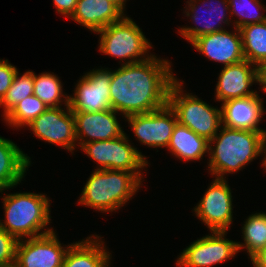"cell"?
I'll return each instance as SVG.
<instances>
[{
	"label": "cell",
	"instance_id": "7c38bea8",
	"mask_svg": "<svg viewBox=\"0 0 266 267\" xmlns=\"http://www.w3.org/2000/svg\"><path fill=\"white\" fill-rule=\"evenodd\" d=\"M27 127L38 139L62 147L71 154L78 146L75 119L69 106L48 108Z\"/></svg>",
	"mask_w": 266,
	"mask_h": 267
},
{
	"label": "cell",
	"instance_id": "d6986e66",
	"mask_svg": "<svg viewBox=\"0 0 266 267\" xmlns=\"http://www.w3.org/2000/svg\"><path fill=\"white\" fill-rule=\"evenodd\" d=\"M125 14L108 0H77L73 15L69 18L91 32H98L111 23L120 21Z\"/></svg>",
	"mask_w": 266,
	"mask_h": 267
},
{
	"label": "cell",
	"instance_id": "4dcf8cb0",
	"mask_svg": "<svg viewBox=\"0 0 266 267\" xmlns=\"http://www.w3.org/2000/svg\"><path fill=\"white\" fill-rule=\"evenodd\" d=\"M58 14L70 18L76 8L77 0H52Z\"/></svg>",
	"mask_w": 266,
	"mask_h": 267
},
{
	"label": "cell",
	"instance_id": "7402d4cb",
	"mask_svg": "<svg viewBox=\"0 0 266 267\" xmlns=\"http://www.w3.org/2000/svg\"><path fill=\"white\" fill-rule=\"evenodd\" d=\"M209 141L200 137L190 128L176 122L168 151L181 161H198L208 154Z\"/></svg>",
	"mask_w": 266,
	"mask_h": 267
},
{
	"label": "cell",
	"instance_id": "4fadbf2b",
	"mask_svg": "<svg viewBox=\"0 0 266 267\" xmlns=\"http://www.w3.org/2000/svg\"><path fill=\"white\" fill-rule=\"evenodd\" d=\"M124 119L132 128L131 131L140 145L156 148V150L168 147L177 122L176 113L169 104L158 110L130 115Z\"/></svg>",
	"mask_w": 266,
	"mask_h": 267
},
{
	"label": "cell",
	"instance_id": "ba28073f",
	"mask_svg": "<svg viewBox=\"0 0 266 267\" xmlns=\"http://www.w3.org/2000/svg\"><path fill=\"white\" fill-rule=\"evenodd\" d=\"M210 234L190 243L178 255L176 266L212 267L223 264L239 253L236 241L227 239V231H209Z\"/></svg>",
	"mask_w": 266,
	"mask_h": 267
},
{
	"label": "cell",
	"instance_id": "f1b7e54d",
	"mask_svg": "<svg viewBox=\"0 0 266 267\" xmlns=\"http://www.w3.org/2000/svg\"><path fill=\"white\" fill-rule=\"evenodd\" d=\"M18 240L0 228V267H14Z\"/></svg>",
	"mask_w": 266,
	"mask_h": 267
},
{
	"label": "cell",
	"instance_id": "603a6c76",
	"mask_svg": "<svg viewBox=\"0 0 266 267\" xmlns=\"http://www.w3.org/2000/svg\"><path fill=\"white\" fill-rule=\"evenodd\" d=\"M239 31L245 60L259 67L266 62V21L245 25Z\"/></svg>",
	"mask_w": 266,
	"mask_h": 267
},
{
	"label": "cell",
	"instance_id": "7a4b0ae2",
	"mask_svg": "<svg viewBox=\"0 0 266 267\" xmlns=\"http://www.w3.org/2000/svg\"><path fill=\"white\" fill-rule=\"evenodd\" d=\"M266 131L232 129L221 126L209 141L207 170L215 178L226 179V175L238 173L253 160L264 156L265 170Z\"/></svg>",
	"mask_w": 266,
	"mask_h": 267
},
{
	"label": "cell",
	"instance_id": "d6a6232c",
	"mask_svg": "<svg viewBox=\"0 0 266 267\" xmlns=\"http://www.w3.org/2000/svg\"><path fill=\"white\" fill-rule=\"evenodd\" d=\"M258 85L260 87V91L266 93V62L262 63L258 67Z\"/></svg>",
	"mask_w": 266,
	"mask_h": 267
},
{
	"label": "cell",
	"instance_id": "2e32d148",
	"mask_svg": "<svg viewBox=\"0 0 266 267\" xmlns=\"http://www.w3.org/2000/svg\"><path fill=\"white\" fill-rule=\"evenodd\" d=\"M215 87L214 98L218 102L256 95L251 89L258 84V67L248 60L225 66L221 69Z\"/></svg>",
	"mask_w": 266,
	"mask_h": 267
},
{
	"label": "cell",
	"instance_id": "52a82bcc",
	"mask_svg": "<svg viewBox=\"0 0 266 267\" xmlns=\"http://www.w3.org/2000/svg\"><path fill=\"white\" fill-rule=\"evenodd\" d=\"M132 144L129 136L124 133L111 140L85 143L80 147V150L97 163L94 169L143 173V170L150 165L148 158Z\"/></svg>",
	"mask_w": 266,
	"mask_h": 267
},
{
	"label": "cell",
	"instance_id": "9a60e30c",
	"mask_svg": "<svg viewBox=\"0 0 266 267\" xmlns=\"http://www.w3.org/2000/svg\"><path fill=\"white\" fill-rule=\"evenodd\" d=\"M222 30L205 34L195 39L190 46L210 61L223 64V67L245 60L239 29Z\"/></svg>",
	"mask_w": 266,
	"mask_h": 267
},
{
	"label": "cell",
	"instance_id": "44dd1931",
	"mask_svg": "<svg viewBox=\"0 0 266 267\" xmlns=\"http://www.w3.org/2000/svg\"><path fill=\"white\" fill-rule=\"evenodd\" d=\"M31 158L10 139L0 136V193L20 184L26 170L31 166ZM0 196L2 197V195Z\"/></svg>",
	"mask_w": 266,
	"mask_h": 267
},
{
	"label": "cell",
	"instance_id": "1f68e13d",
	"mask_svg": "<svg viewBox=\"0 0 266 267\" xmlns=\"http://www.w3.org/2000/svg\"><path fill=\"white\" fill-rule=\"evenodd\" d=\"M249 261L253 266L266 267V246L258 251Z\"/></svg>",
	"mask_w": 266,
	"mask_h": 267
},
{
	"label": "cell",
	"instance_id": "277c9868",
	"mask_svg": "<svg viewBox=\"0 0 266 267\" xmlns=\"http://www.w3.org/2000/svg\"><path fill=\"white\" fill-rule=\"evenodd\" d=\"M4 221L0 228L17 240L39 237L54 231L51 221V200L42 193L16 192L3 195Z\"/></svg>",
	"mask_w": 266,
	"mask_h": 267
},
{
	"label": "cell",
	"instance_id": "836d02e7",
	"mask_svg": "<svg viewBox=\"0 0 266 267\" xmlns=\"http://www.w3.org/2000/svg\"><path fill=\"white\" fill-rule=\"evenodd\" d=\"M108 1H110L114 5H116L126 15V13L124 11H125V8H126V2L128 0H108Z\"/></svg>",
	"mask_w": 266,
	"mask_h": 267
},
{
	"label": "cell",
	"instance_id": "ffe728a7",
	"mask_svg": "<svg viewBox=\"0 0 266 267\" xmlns=\"http://www.w3.org/2000/svg\"><path fill=\"white\" fill-rule=\"evenodd\" d=\"M102 238L92 234L86 239L71 243L62 267H111L112 254Z\"/></svg>",
	"mask_w": 266,
	"mask_h": 267
},
{
	"label": "cell",
	"instance_id": "9c48e42d",
	"mask_svg": "<svg viewBox=\"0 0 266 267\" xmlns=\"http://www.w3.org/2000/svg\"><path fill=\"white\" fill-rule=\"evenodd\" d=\"M183 9H185L183 12L185 16L192 19L195 26H182L177 33L190 44L202 35L225 30L227 28L224 26L229 27L230 24L233 26L232 19L229 17L228 0H187ZM201 9H203V13L202 16H199L202 12Z\"/></svg>",
	"mask_w": 266,
	"mask_h": 267
},
{
	"label": "cell",
	"instance_id": "5b68a950",
	"mask_svg": "<svg viewBox=\"0 0 266 267\" xmlns=\"http://www.w3.org/2000/svg\"><path fill=\"white\" fill-rule=\"evenodd\" d=\"M96 34L100 35V53L120 59L121 65L142 62L152 56L151 52L149 53L153 48L152 43L128 15Z\"/></svg>",
	"mask_w": 266,
	"mask_h": 267
},
{
	"label": "cell",
	"instance_id": "3957f363",
	"mask_svg": "<svg viewBox=\"0 0 266 267\" xmlns=\"http://www.w3.org/2000/svg\"><path fill=\"white\" fill-rule=\"evenodd\" d=\"M143 175L125 170L94 169L86 180L77 204L101 213L116 212L139 192L144 181Z\"/></svg>",
	"mask_w": 266,
	"mask_h": 267
},
{
	"label": "cell",
	"instance_id": "cb8c5ba5",
	"mask_svg": "<svg viewBox=\"0 0 266 267\" xmlns=\"http://www.w3.org/2000/svg\"><path fill=\"white\" fill-rule=\"evenodd\" d=\"M242 240L238 241V250L246 251L251 259L258 251L266 246V213L256 212L247 217L242 224Z\"/></svg>",
	"mask_w": 266,
	"mask_h": 267
},
{
	"label": "cell",
	"instance_id": "4316f807",
	"mask_svg": "<svg viewBox=\"0 0 266 267\" xmlns=\"http://www.w3.org/2000/svg\"><path fill=\"white\" fill-rule=\"evenodd\" d=\"M230 17L236 16V20H232L233 27L240 29L241 27L262 23L266 21V7L260 0H228Z\"/></svg>",
	"mask_w": 266,
	"mask_h": 267
},
{
	"label": "cell",
	"instance_id": "ac0fdd59",
	"mask_svg": "<svg viewBox=\"0 0 266 267\" xmlns=\"http://www.w3.org/2000/svg\"><path fill=\"white\" fill-rule=\"evenodd\" d=\"M264 100L257 93L221 103L222 125L232 129L266 131L260 127L265 116Z\"/></svg>",
	"mask_w": 266,
	"mask_h": 267
},
{
	"label": "cell",
	"instance_id": "484cf974",
	"mask_svg": "<svg viewBox=\"0 0 266 267\" xmlns=\"http://www.w3.org/2000/svg\"><path fill=\"white\" fill-rule=\"evenodd\" d=\"M47 109L46 104L33 94L20 101L3 120L14 129L25 128Z\"/></svg>",
	"mask_w": 266,
	"mask_h": 267
},
{
	"label": "cell",
	"instance_id": "d4e9b609",
	"mask_svg": "<svg viewBox=\"0 0 266 267\" xmlns=\"http://www.w3.org/2000/svg\"><path fill=\"white\" fill-rule=\"evenodd\" d=\"M61 82L54 72L34 73V95L48 108L69 106V94L63 93L64 84Z\"/></svg>",
	"mask_w": 266,
	"mask_h": 267
},
{
	"label": "cell",
	"instance_id": "5bb4252c",
	"mask_svg": "<svg viewBox=\"0 0 266 267\" xmlns=\"http://www.w3.org/2000/svg\"><path fill=\"white\" fill-rule=\"evenodd\" d=\"M70 245L61 244L55 231L18 240L14 267H62Z\"/></svg>",
	"mask_w": 266,
	"mask_h": 267
},
{
	"label": "cell",
	"instance_id": "83f0119b",
	"mask_svg": "<svg viewBox=\"0 0 266 267\" xmlns=\"http://www.w3.org/2000/svg\"><path fill=\"white\" fill-rule=\"evenodd\" d=\"M34 94V72L26 71L21 74L19 71L16 73L10 88L7 90L6 95L0 102L2 108V117L4 118L15 106L23 99Z\"/></svg>",
	"mask_w": 266,
	"mask_h": 267
},
{
	"label": "cell",
	"instance_id": "30bf717a",
	"mask_svg": "<svg viewBox=\"0 0 266 267\" xmlns=\"http://www.w3.org/2000/svg\"><path fill=\"white\" fill-rule=\"evenodd\" d=\"M214 178L192 209L209 231H229L233 222V195L226 179Z\"/></svg>",
	"mask_w": 266,
	"mask_h": 267
},
{
	"label": "cell",
	"instance_id": "8fae6325",
	"mask_svg": "<svg viewBox=\"0 0 266 267\" xmlns=\"http://www.w3.org/2000/svg\"><path fill=\"white\" fill-rule=\"evenodd\" d=\"M112 70L97 68L87 71L75 84L74 93L69 95L72 112H98L112 109L110 81Z\"/></svg>",
	"mask_w": 266,
	"mask_h": 267
},
{
	"label": "cell",
	"instance_id": "e0dca14e",
	"mask_svg": "<svg viewBox=\"0 0 266 267\" xmlns=\"http://www.w3.org/2000/svg\"><path fill=\"white\" fill-rule=\"evenodd\" d=\"M113 109L98 112H73L75 119V136L78 148L83 144L111 140L122 136V129Z\"/></svg>",
	"mask_w": 266,
	"mask_h": 267
},
{
	"label": "cell",
	"instance_id": "6da1fadb",
	"mask_svg": "<svg viewBox=\"0 0 266 267\" xmlns=\"http://www.w3.org/2000/svg\"><path fill=\"white\" fill-rule=\"evenodd\" d=\"M172 62L152 54L142 62L112 70L110 102L123 118L158 110L168 104L171 85L178 79Z\"/></svg>",
	"mask_w": 266,
	"mask_h": 267
},
{
	"label": "cell",
	"instance_id": "e575fe53",
	"mask_svg": "<svg viewBox=\"0 0 266 267\" xmlns=\"http://www.w3.org/2000/svg\"><path fill=\"white\" fill-rule=\"evenodd\" d=\"M265 144H266V140H265ZM265 167H266V156H265ZM265 170H266V168H265Z\"/></svg>",
	"mask_w": 266,
	"mask_h": 267
},
{
	"label": "cell",
	"instance_id": "8992f818",
	"mask_svg": "<svg viewBox=\"0 0 266 267\" xmlns=\"http://www.w3.org/2000/svg\"><path fill=\"white\" fill-rule=\"evenodd\" d=\"M179 78L171 85L168 104L175 111L177 122L210 141L222 126L221 108L209 105L184 89ZM185 91V92H184Z\"/></svg>",
	"mask_w": 266,
	"mask_h": 267
},
{
	"label": "cell",
	"instance_id": "f546056e",
	"mask_svg": "<svg viewBox=\"0 0 266 267\" xmlns=\"http://www.w3.org/2000/svg\"><path fill=\"white\" fill-rule=\"evenodd\" d=\"M18 69L8 59H0V102L10 88Z\"/></svg>",
	"mask_w": 266,
	"mask_h": 267
}]
</instances>
